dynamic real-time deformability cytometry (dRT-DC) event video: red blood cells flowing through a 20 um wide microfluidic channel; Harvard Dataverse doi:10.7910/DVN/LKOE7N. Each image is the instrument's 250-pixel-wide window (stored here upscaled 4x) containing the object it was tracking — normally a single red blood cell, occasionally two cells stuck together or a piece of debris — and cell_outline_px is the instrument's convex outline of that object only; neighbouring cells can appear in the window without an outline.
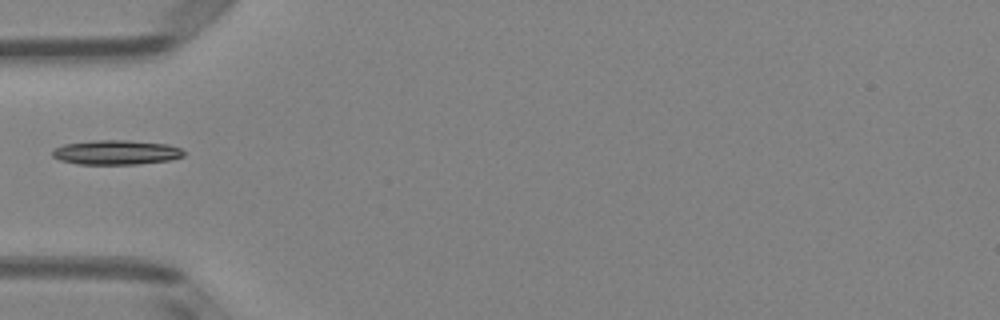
{"species": "Egyptian fruit bat (a non-hibernating species)", "species_latin": "Rousettus aegyptiacus", "temperature_condition": "room temperature", "stored_images_in_passage": 34, "camera_frame_rate_fps": 3000, "um_per_image_px": 0.085, "animal": {"sex": "female"}, "frame": {"image": 1, "passage_image": 1, "time_ms": 0.0, "image_size_px": [1000, 320], "cell_outline_px": [[184, 156], [168, 160], [136, 164], [80, 164], [60, 160], [52, 156], [52, 148], [64, 144], [96, 140], [128, 140], [168, 144], [180, 148], [184, 152]], "centroid_in_image_um": [9.85, 12.94], "position_along_channel_um": 75.2, "area_um2": 18.73}}
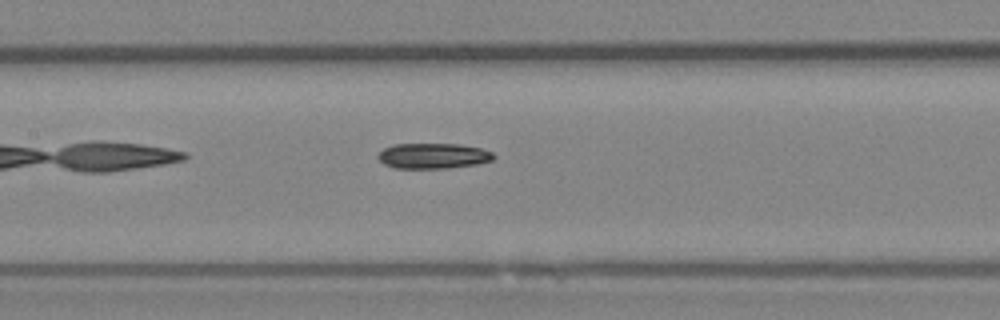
{"frame": {"image": 2, "passage_image": 8, "time_ms": 2.333, "image_size_px": [1000, 320], "cell_outline_px": [[496, 156], [492, 160], [476, 164], [448, 168], [396, 168], [384, 164], [376, 156], [384, 148], [392, 144], [460, 144], [480, 148], [492, 152]], "centroid_in_image_um": [36.81, 13.24], "position_along_channel_um": 170.6, "area_um2": 17.11}}
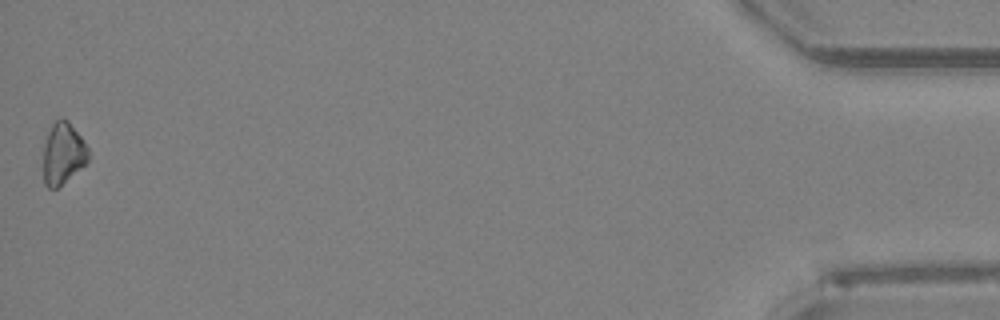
{"frame": {"image": 3, "passage_image": 34, "time_ms": 11.0, "image_size_px": [1000, 320], "cell_outline_px": [[88, 160], [84, 164], [56, 188], [48, 188], [44, 184], [44, 144], [48, 132], [52, 124], [60, 116], [68, 120], [80, 136], [88, 148]], "centroid_in_image_um": [5.34, 13.0], "position_along_channel_um": 429.9, "area_um2": 15.78}}